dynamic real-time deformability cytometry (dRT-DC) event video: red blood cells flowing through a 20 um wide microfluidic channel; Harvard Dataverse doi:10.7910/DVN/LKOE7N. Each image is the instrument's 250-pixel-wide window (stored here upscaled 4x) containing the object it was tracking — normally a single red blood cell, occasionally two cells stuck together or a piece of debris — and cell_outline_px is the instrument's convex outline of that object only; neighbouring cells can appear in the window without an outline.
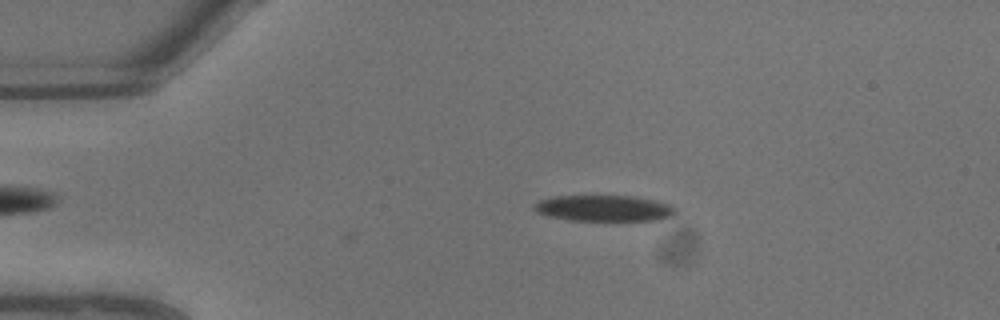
{"species": "common noctule bat (a hibernating species)", "species_latin": "Nyctalus noctula", "temperature_condition": "warm", "stored_images_in_passage": 4, "camera_frame_rate_fps": 3000, "um_per_image_px": 0.085, "animal": {"sex": "male", "body_mass_g": 13.3}, "frame": {"image": 1, "passage_image": 4, "time_ms": 1.0, "image_size_px": [1000, 320], "cell_outline_px": [[676, 212], [668, 216], [656, 220], [568, 220], [548, 216], [536, 212], [532, 208], [532, 204], [540, 200], [552, 196], [632, 196], [656, 200], [668, 204], [676, 208]], "centroid_in_image_um": [51.27, 17.69], "position_along_channel_um": 33.7, "area_um2": 21.39}}